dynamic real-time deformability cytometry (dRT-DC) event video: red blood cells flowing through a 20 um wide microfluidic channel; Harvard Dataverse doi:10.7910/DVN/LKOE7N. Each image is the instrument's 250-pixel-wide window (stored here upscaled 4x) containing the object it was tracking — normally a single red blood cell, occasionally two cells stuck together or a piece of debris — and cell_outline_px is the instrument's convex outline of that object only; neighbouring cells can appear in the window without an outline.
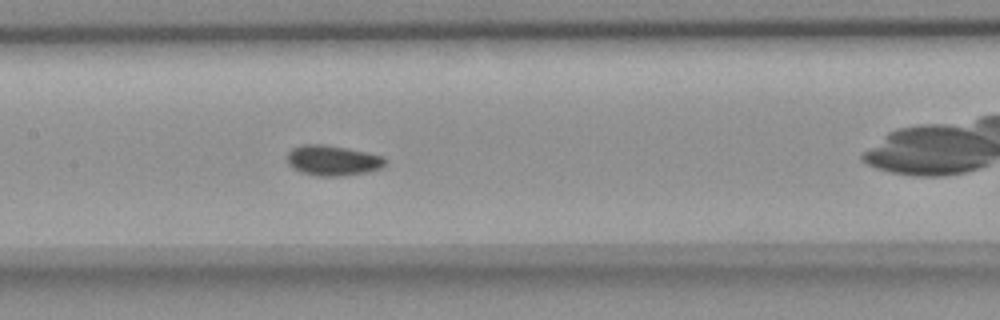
{"species": "common noctule bat (a hibernating species)", "species_latin": "Nyctalus noctula", "temperature_condition": "room temperature", "stored_images_in_passage": 7, "camera_frame_rate_fps": 3000, "um_per_image_px": 0.085, "animal": {"sex": "female", "body_mass_g": 18.4}, "frame": {"image": 1, "passage_image": 6, "time_ms": 6.333, "image_size_px": [1000, 320], "cell_outline_px": [[388, 160], [380, 168], [368, 172], [344, 176], [316, 176], [300, 172], [292, 168], [288, 164], [288, 152], [292, 148], [304, 144], [320, 144], [344, 148], [364, 152], [380, 156]], "centroid_in_image_um": [28.24, 13.66], "position_along_channel_um": 179.2, "area_um2": 17.17}}